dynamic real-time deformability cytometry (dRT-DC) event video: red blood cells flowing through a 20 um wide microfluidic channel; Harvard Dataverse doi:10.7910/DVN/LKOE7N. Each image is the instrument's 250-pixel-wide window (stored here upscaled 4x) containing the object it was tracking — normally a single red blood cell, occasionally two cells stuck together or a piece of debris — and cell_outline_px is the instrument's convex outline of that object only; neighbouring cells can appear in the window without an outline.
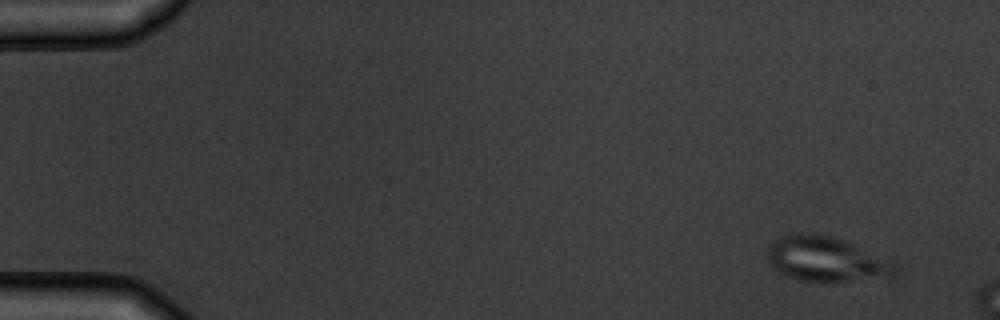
{"species": "common noctule bat (a hibernating species)", "species_latin": "Nyctalus noctula", "temperature_condition": "warm", "stored_images_in_passage": 3, "camera_frame_rate_fps": 3000, "um_per_image_px": 0.085, "animal": {"sex": "male", "body_mass_g": 19.5, "forearm_length_mm": 54.6}, "frame": {"image": 1, "passage_image": 1, "time_ms": 0.0, "image_size_px": [1000, 320], "cell_outline_px": [[900, 268], [892, 276], [848, 280], [800, 280], [788, 276], [780, 272], [772, 264], [768, 256], [768, 248], [780, 236], [796, 232], [800, 232], [832, 236], [844, 240], [892, 260]], "centroid_in_image_um": [70.26, 21.99], "position_along_channel_um": 14.7, "area_um2": 32.71}}